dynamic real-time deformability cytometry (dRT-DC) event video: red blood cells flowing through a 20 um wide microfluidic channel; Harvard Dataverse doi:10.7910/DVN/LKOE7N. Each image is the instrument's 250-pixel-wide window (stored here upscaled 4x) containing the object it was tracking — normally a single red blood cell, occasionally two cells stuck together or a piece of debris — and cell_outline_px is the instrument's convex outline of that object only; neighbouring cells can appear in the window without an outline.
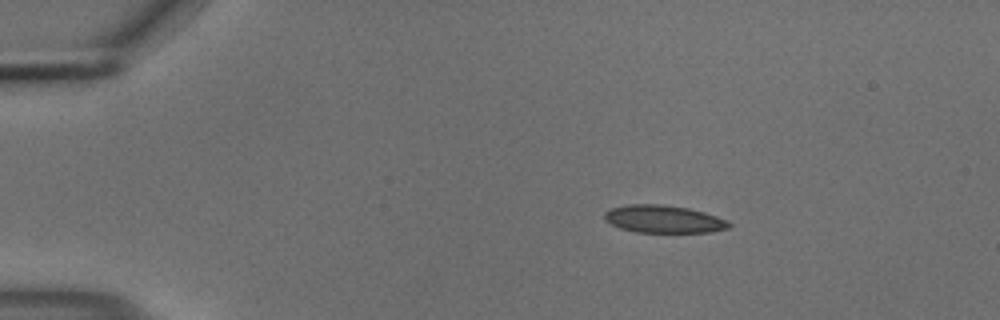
{"species": "common noctule bat (a hibernating species)", "species_latin": "Nyctalus noctula", "temperature_condition": "cold", "stored_images_in_passage": 46, "camera_frame_rate_fps": 3000, "um_per_image_px": 0.085, "animal": {"sex": "male", "body_mass_g": 18.8}, "frame": {"image": 1, "passage_image": 1, "time_ms": 0.0, "image_size_px": [1000, 320], "cell_outline_px": [[732, 224], [728, 228], [708, 232], [636, 232], [620, 228], [604, 220], [604, 212], [612, 208], [628, 204], [664, 204], [688, 208], [704, 212], [728, 220]], "centroid_in_image_um": [56.4, 18.61], "position_along_channel_um": 28.6, "area_um2": 20.06}}
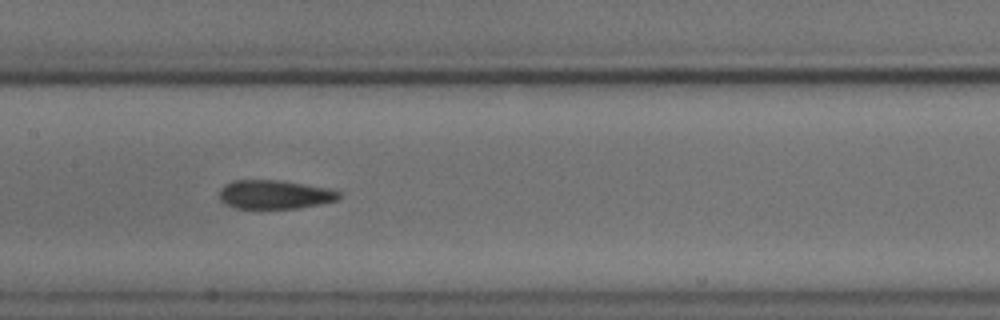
{"frame": {"image": 2, "passage_image": 19, "time_ms": 6.0, "image_size_px": [1000, 320], "cell_outline_px": [[340, 196], [336, 200], [296, 208], [236, 208], [224, 204], [220, 200], [220, 188], [224, 184], [232, 180], [280, 180], [328, 188], [340, 192]], "centroid_in_image_um": [23.28, 16.52], "position_along_channel_um": 184.1, "area_um2": 19.94}}
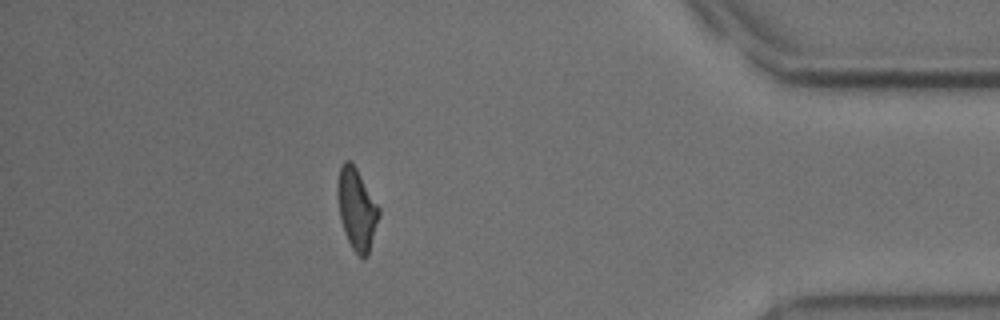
{"frame": {"image": 3, "passage_image": 40, "time_ms": 13.0, "image_size_px": [1000, 320], "cell_outline_px": [[380, 216], [368, 256], [360, 256], [352, 248], [344, 232], [340, 216], [336, 196], [336, 184], [340, 164], [344, 160], [348, 160], [356, 168], [380, 208]], "centroid_in_image_um": [30.31, 17.74], "position_along_channel_um": 404.9, "area_um2": 19.71}, "authors_computed_cell_mechanics": {"area_um2": 20.4034, "velocity_mm_per_s": 3.7066, "shape_relaxation_time_tau1_ms": 8.2269, "shape_relaxation_time_tau2_ms": 3.0539, "deformation_change_tau1": 0.1435, "deformation_change_tau2": 0.0916}}